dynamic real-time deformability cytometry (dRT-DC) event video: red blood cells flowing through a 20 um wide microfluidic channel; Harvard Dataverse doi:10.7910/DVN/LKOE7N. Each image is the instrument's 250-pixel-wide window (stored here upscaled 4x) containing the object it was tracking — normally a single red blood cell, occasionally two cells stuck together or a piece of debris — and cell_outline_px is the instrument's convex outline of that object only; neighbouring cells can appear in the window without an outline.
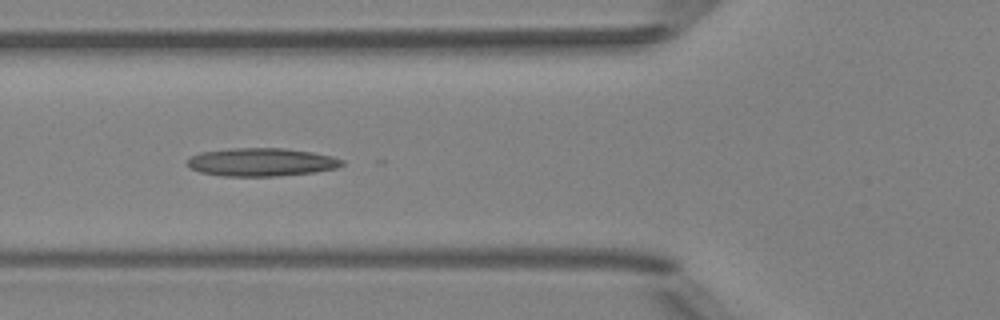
{"species": "Egyptian fruit bat (a non-hibernating species)", "species_latin": "Rousettus aegyptiacus", "temperature_condition": "room temperature", "stored_images_in_passage": 7, "camera_frame_rate_fps": 3000, "um_per_image_px": 0.085, "animal": {"sex": "female"}, "frame": {"image": 1, "passage_image": 5, "time_ms": 5.333, "image_size_px": [1000, 320], "cell_outline_px": [[344, 164], [336, 168], [312, 172], [276, 176], [220, 176], [200, 172], [192, 168], [188, 164], [188, 160], [192, 156], [200, 152], [232, 148], [284, 148], [312, 152], [332, 156], [344, 160]], "centroid_in_image_um": [22.23, 13.77], "position_along_channel_um": 103.6, "area_um2": 25.26}}
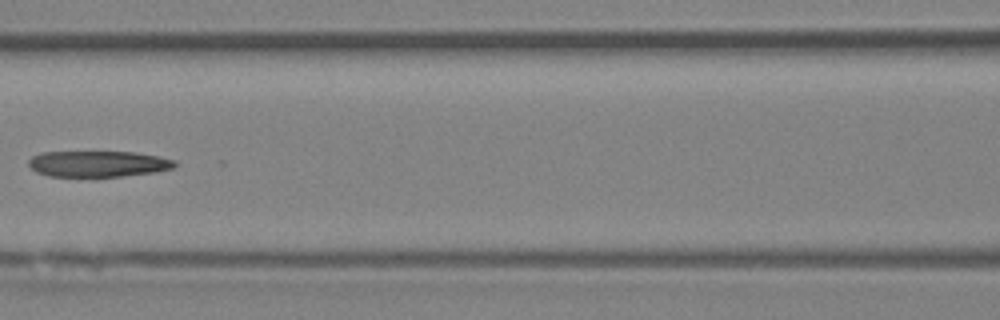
{"frame": {"image": 2, "passage_image": 6, "time_ms": 6.667, "image_size_px": [1000, 320], "cell_outline_px": [[180, 164], [172, 168], [156, 172], [120, 176], [48, 176], [36, 172], [28, 164], [28, 160], [32, 156], [40, 152], [136, 152], [160, 156], [176, 160]], "centroid_in_image_um": [8.37, 13.92], "position_along_channel_um": 158.2, "area_um2": 22.31}}
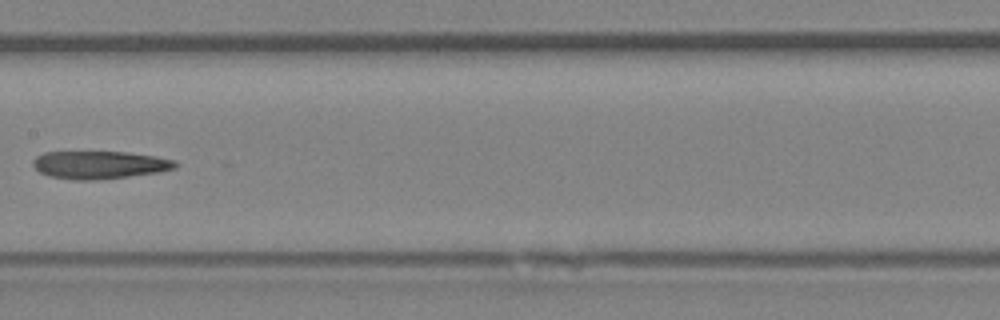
{"frame": {"image": 3, "passage_image": 7, "time_ms": 7.667, "image_size_px": [1000, 320], "cell_outline_px": [[180, 164], [176, 168], [156, 172], [128, 176], [92, 180], [72, 180], [48, 176], [40, 172], [32, 164], [32, 160], [36, 156], [44, 152], [124, 152], [156, 156], [176, 160]], "centroid_in_image_um": [8.45, 14.01], "position_along_channel_um": 198.9, "area_um2": 23.06}}